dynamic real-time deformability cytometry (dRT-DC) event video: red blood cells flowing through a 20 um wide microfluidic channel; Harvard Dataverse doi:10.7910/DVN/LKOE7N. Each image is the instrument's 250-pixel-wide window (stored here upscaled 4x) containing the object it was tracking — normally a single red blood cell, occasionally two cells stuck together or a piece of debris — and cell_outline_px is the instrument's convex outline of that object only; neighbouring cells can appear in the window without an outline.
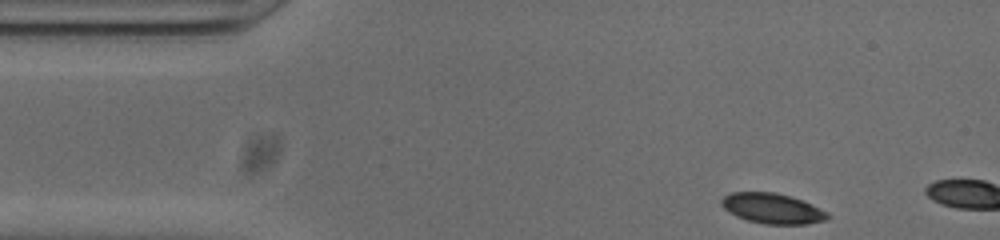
{"species": "common noctule bat (a hibernating species)", "species_latin": "Nyctalus noctula", "temperature_condition": "cold", "stored_images_in_passage": 5, "camera_frame_rate_fps": 3000, "um_per_image_px": 0.085, "animal": {"sex": "male", "body_mass_g": 20.0, "forearm_length_mm": 53.3}, "frame": {"image": 1, "passage_image": 1, "time_ms": 0.0, "image_size_px": [1000, 240], "cell_outline_px": [[832, 216], [824, 220], [804, 224], [764, 224], [748, 220], [736, 216], [724, 208], [720, 204], [720, 200], [724, 196], [732, 192], [772, 192], [792, 196], [812, 204], [828, 212]], "centroid_in_image_um": [65.66, 17.71], "position_along_channel_um": 19.3, "area_um2": 18.73}}